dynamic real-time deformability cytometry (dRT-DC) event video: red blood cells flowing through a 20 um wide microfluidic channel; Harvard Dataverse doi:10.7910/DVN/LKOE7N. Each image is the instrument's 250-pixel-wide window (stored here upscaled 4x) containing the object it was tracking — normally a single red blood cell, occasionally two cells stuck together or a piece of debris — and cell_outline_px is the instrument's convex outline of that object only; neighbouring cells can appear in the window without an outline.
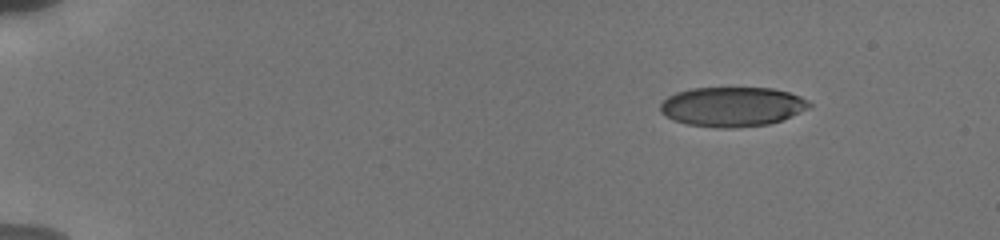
{"species": "human", "species_latin": "Homo sapiens", "temperature_condition": "cold", "stored_images_in_passage": 5, "camera_frame_rate_fps": 3000, "um_per_image_px": 0.085, "donor": {"sex": "male"}, "frame": {"image": 1, "passage_image": 1, "time_ms": 0.0, "image_size_px": [1000, 240], "cell_outline_px": [[812, 108], [780, 120], [768, 124], [732, 128], [716, 128], [688, 124], [672, 120], [660, 112], [660, 104], [668, 96], [676, 92], [692, 88], [772, 88], [788, 92], [800, 96], [808, 100], [812, 104]], "centroid_in_image_um": [62.24, 9.07], "position_along_channel_um": 22.8, "area_um2": 34.51}}
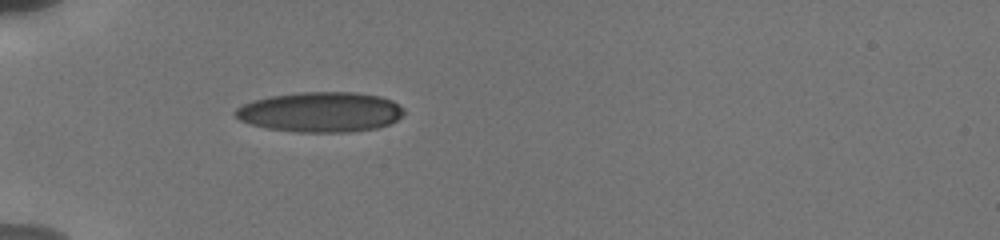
{"frame": {"image": 2, "passage_image": 5, "time_ms": 3.667, "image_size_px": [1000, 240], "cell_outline_px": [[404, 116], [388, 124], [376, 128], [348, 132], [296, 132], [268, 128], [252, 124], [240, 120], [232, 112], [236, 108], [252, 100], [272, 96], [300, 92], [356, 92], [380, 96], [392, 100], [404, 108]], "centroid_in_image_um": [27.26, 9.52], "position_along_channel_um": 57.7, "area_um2": 39.42}}